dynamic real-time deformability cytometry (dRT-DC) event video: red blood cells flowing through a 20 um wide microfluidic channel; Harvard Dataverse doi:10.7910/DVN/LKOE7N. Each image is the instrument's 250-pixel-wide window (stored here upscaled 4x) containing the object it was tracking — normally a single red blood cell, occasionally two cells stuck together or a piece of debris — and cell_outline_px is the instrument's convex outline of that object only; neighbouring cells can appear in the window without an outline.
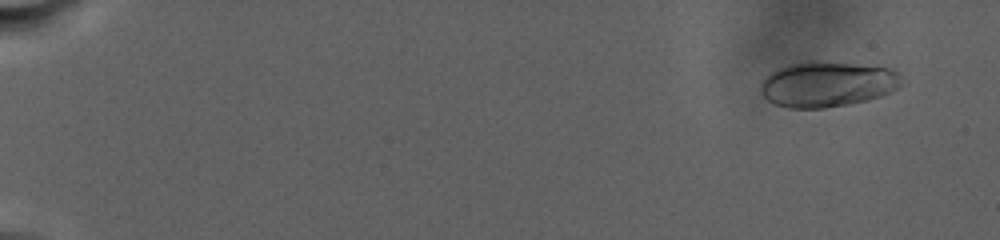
{"species": "human", "species_latin": "Homo sapiens", "temperature_condition": "warm", "stored_images_in_passage": 15, "camera_frame_rate_fps": 3000, "um_per_image_px": 0.085, "donor": {"sex": "male"}, "frame": {"image": 1, "passage_image": 1, "time_ms": 0.0, "image_size_px": [1000, 240], "cell_outline_px": [[908, 84], [880, 96], [868, 100], [848, 104], [824, 108], [788, 108], [772, 104], [760, 92], [760, 84], [772, 72], [780, 68], [792, 64], [808, 60], [816, 60], [892, 68]], "centroid_in_image_um": [70.37, 7.16], "position_along_channel_um": 14.6, "area_um2": 37.57}}